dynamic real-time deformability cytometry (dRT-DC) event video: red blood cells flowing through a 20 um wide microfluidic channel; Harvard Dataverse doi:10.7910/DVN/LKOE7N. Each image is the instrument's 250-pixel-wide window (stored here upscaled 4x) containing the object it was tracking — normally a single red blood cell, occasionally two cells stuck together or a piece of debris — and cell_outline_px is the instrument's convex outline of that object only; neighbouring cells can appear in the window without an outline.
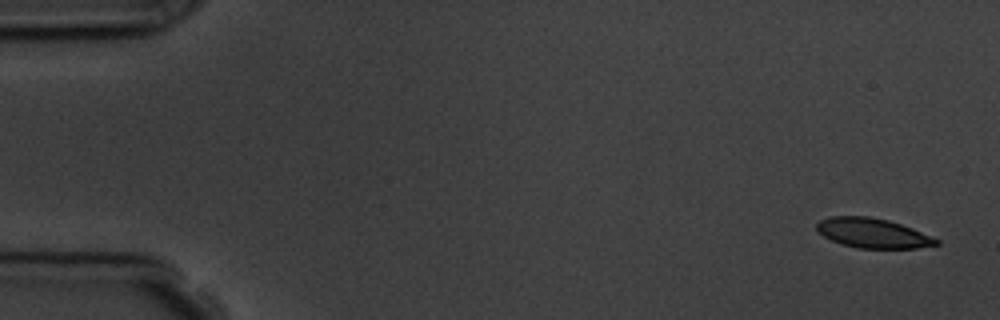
{"species": "common noctule bat (a hibernating species)", "species_latin": "Nyctalus noctula", "temperature_condition": "room temperature", "stored_images_in_passage": 4, "camera_frame_rate_fps": 3000, "um_per_image_px": 0.085, "animal": {"sex": "male", "body_mass_g": 19.5, "forearm_length_mm": 54.6}, "frame": {"image": 1, "passage_image": 1, "time_ms": 0.0, "image_size_px": [1000, 320], "cell_outline_px": [[940, 244], [916, 248], [856, 248], [840, 244], [824, 236], [816, 228], [816, 224], [820, 220], [828, 216], [868, 216], [888, 220], [912, 228], [940, 240]], "centroid_in_image_um": [74.17, 19.81], "position_along_channel_um": 10.8, "area_um2": 20.63}}
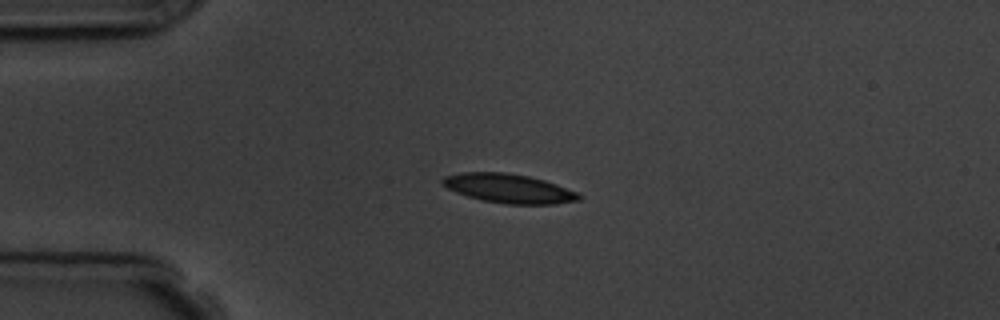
{"frame": {"image": 2, "passage_image": 4, "time_ms": 3.667, "image_size_px": [1000, 320], "cell_outline_px": [[584, 196], [580, 200], [556, 204], [504, 204], [484, 200], [468, 196], [456, 192], [440, 184], [440, 180], [444, 176], [464, 172], [504, 172], [528, 176], [544, 180], [580, 192]], "centroid_in_image_um": [43.29, 16.02], "position_along_channel_um": 41.7, "area_um2": 23.29}}